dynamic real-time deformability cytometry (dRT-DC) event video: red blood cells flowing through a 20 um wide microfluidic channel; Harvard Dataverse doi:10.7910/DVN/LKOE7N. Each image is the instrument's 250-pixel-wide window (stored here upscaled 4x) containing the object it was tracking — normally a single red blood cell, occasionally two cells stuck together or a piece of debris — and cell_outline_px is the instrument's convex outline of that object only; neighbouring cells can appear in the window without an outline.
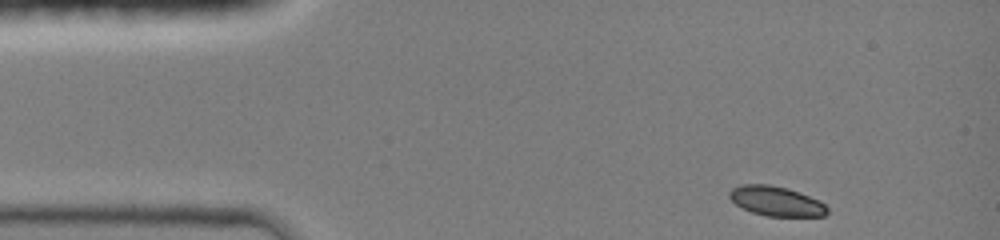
{"species": "common noctule bat (a hibernating species)", "species_latin": "Nyctalus noctula", "temperature_condition": "room temperature", "stored_images_in_passage": 39, "camera_frame_rate_fps": 3000, "um_per_image_px": 0.085, "animal": {"sex": "female", "body_mass_g": 19.0, "forearm_length_mm": 51.5}, "frame": {"image": 1, "passage_image": 1, "time_ms": 0.0, "image_size_px": [1000, 240], "cell_outline_px": [[828, 212], [824, 216], [768, 216], [752, 212], [736, 204], [728, 196], [728, 192], [732, 188], [744, 184], [768, 184], [784, 188], [820, 200], [828, 208]], "centroid_in_image_um": [65.97, 17.1], "position_along_channel_um": 19.0, "area_um2": 16.65}}
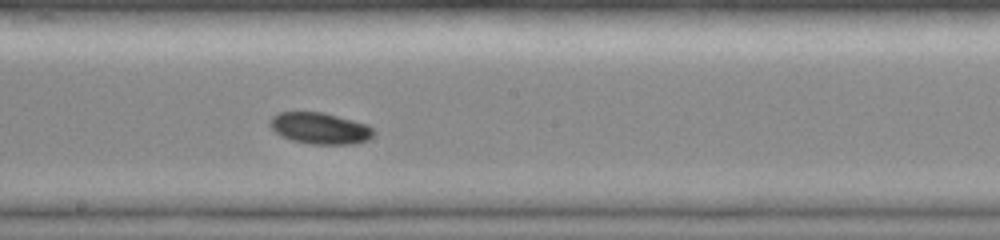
{"frame": {"image": 2, "passage_image": 21, "time_ms": 6.667, "image_size_px": [1000, 240], "cell_outline_px": [[376, 132], [368, 140], [356, 144], [312, 144], [292, 140], [280, 136], [268, 124], [272, 116], [280, 112], [324, 112], [368, 124]], "centroid_in_image_um": [27.22, 10.9], "position_along_channel_um": 221.0, "area_um2": 19.13}}
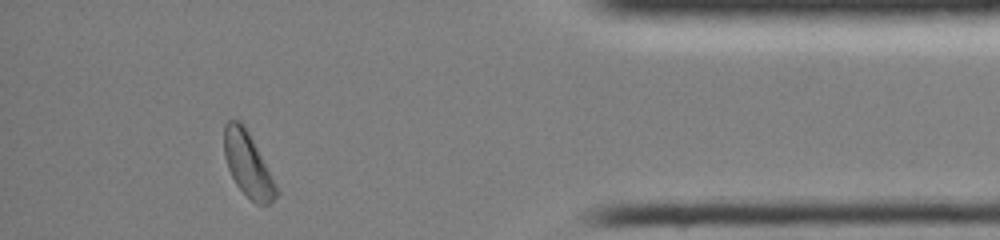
{"frame": {"image": 3, "passage_image": 37, "time_ms": 12.0, "image_size_px": [1000, 240], "cell_outline_px": [[276, 196], [268, 204], [256, 204], [236, 184], [228, 168], [224, 156], [224, 124], [228, 120], [240, 120], [244, 124], [276, 188]], "centroid_in_image_um": [20.99, 13.93], "position_along_channel_um": 414.2, "area_um2": 18.61}, "authors_computed_cell_mechanics": {"area_um2": 18.6694, "velocity_mm_per_s": 4.1648, "shape_relaxation_time_tau1_ms": 1.5714, "shape_relaxation_time_tau2_ms": null, "deformation_change_tau1": 0.1001, "deformation_change_tau2": null}}